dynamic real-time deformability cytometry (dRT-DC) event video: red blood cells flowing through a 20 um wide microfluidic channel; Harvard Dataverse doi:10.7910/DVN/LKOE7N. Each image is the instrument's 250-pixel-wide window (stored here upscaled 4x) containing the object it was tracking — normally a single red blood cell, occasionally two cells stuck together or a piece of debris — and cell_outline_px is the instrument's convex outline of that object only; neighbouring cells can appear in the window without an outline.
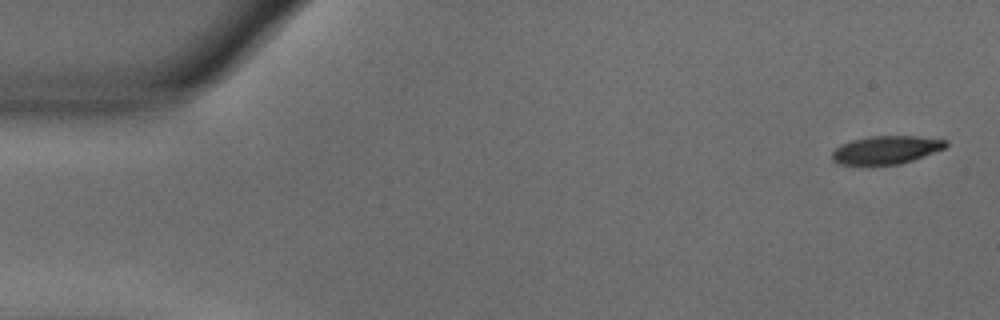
{"species": "common noctule bat (a hibernating species)", "species_latin": "Nyctalus noctula", "temperature_condition": "warm", "stored_images_in_passage": 40, "camera_frame_rate_fps": 3000, "um_per_image_px": 0.085, "animal": {"sex": "male", "body_mass_g": 18.8}, "frame": {"image": 1, "passage_image": 1, "time_ms": 0.0, "image_size_px": [1000, 320], "cell_outline_px": [[948, 144], [944, 148], [924, 156], [900, 164], [840, 164], [832, 160], [832, 152], [840, 144], [852, 140], [872, 136], [916, 136], [948, 140]], "centroid_in_image_um": [75.32, 12.73], "position_along_channel_um": 9.7, "area_um2": 18.44}}
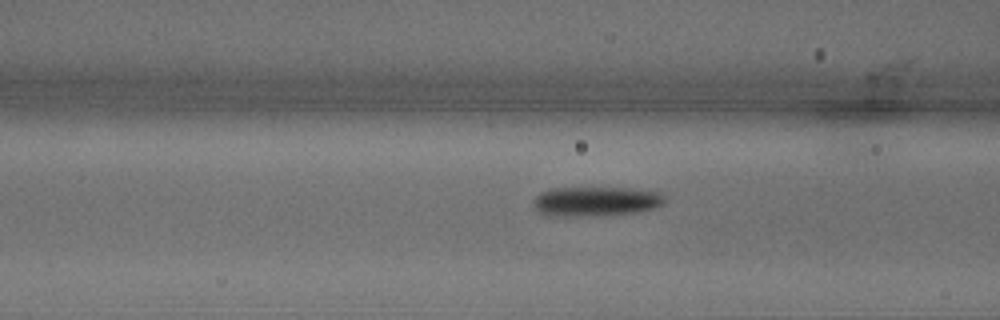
{"frame": {"image": 2, "passage_image": 20, "time_ms": 6.333, "image_size_px": [1000, 320], "cell_outline_px": [[664, 204], [656, 208], [640, 212], [568, 216], [564, 216], [540, 212], [536, 208], [532, 200], [540, 192], [548, 188], [636, 188], [664, 192]], "centroid_in_image_um": [50.73, 17.08], "position_along_channel_um": 115.9, "area_um2": 22.54}}
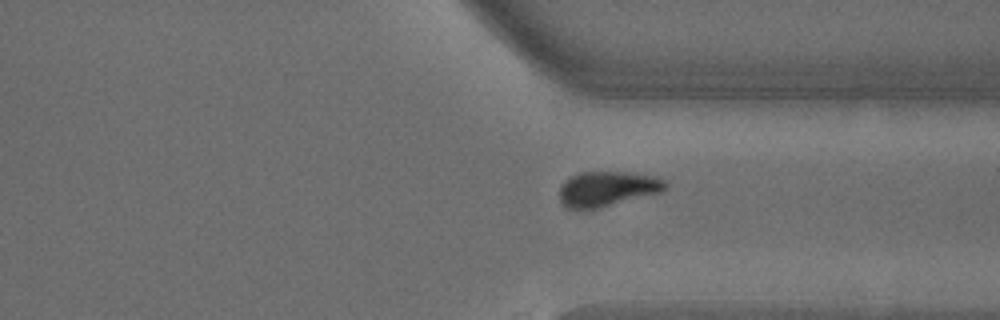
{"frame": {"image": 3, "passage_image": 40, "time_ms": 13.0, "image_size_px": [1000, 320], "cell_outline_px": [[668, 184], [660, 192], [596, 208], [568, 208], [560, 200], [560, 188], [572, 176], [580, 172], [632, 172], [656, 176], [664, 180]], "centroid_in_image_um": [51.65, 16.02], "position_along_channel_um": 359.7, "area_um2": 21.04}}